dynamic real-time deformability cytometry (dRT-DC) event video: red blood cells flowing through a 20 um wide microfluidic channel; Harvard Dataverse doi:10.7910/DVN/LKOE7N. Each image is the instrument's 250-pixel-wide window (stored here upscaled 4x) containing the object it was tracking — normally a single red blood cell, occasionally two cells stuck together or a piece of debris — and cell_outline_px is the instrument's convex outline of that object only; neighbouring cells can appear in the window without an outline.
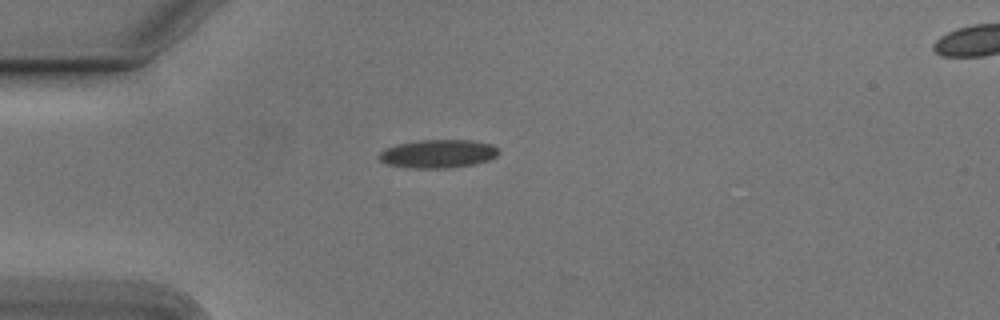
{"species": "Egyptian fruit bat (a non-hibernating species)", "species_latin": "Rousettus aegyptiacus", "temperature_condition": "cold", "stored_images_in_passage": 23, "camera_frame_rate_fps": 3000, "um_per_image_px": 0.085, "animal": {"sex": "male"}, "frame": {"image": 1, "passage_image": 1, "time_ms": 0.0, "image_size_px": [1000, 320], "cell_outline_px": [[500, 152], [496, 156], [488, 160], [476, 164], [448, 168], [408, 168], [388, 164], [380, 160], [380, 152], [396, 144], [420, 140], [472, 140], [492, 144]], "centroid_in_image_um": [37.26, 13.07], "position_along_channel_um": 47.7, "area_um2": 19.71}}
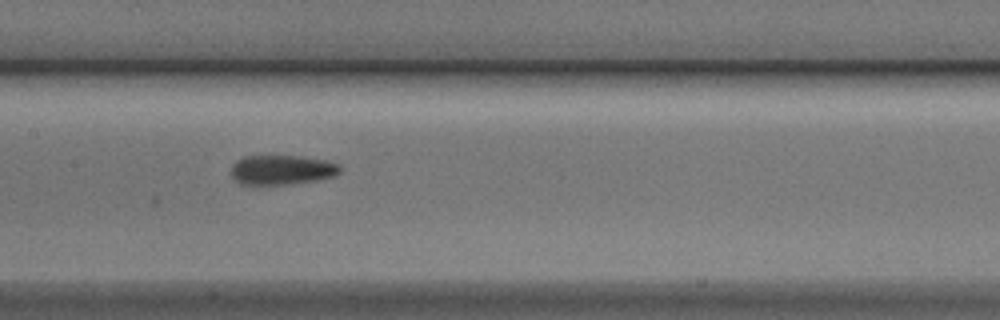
{"frame": {"image": 2, "passage_image": 13, "time_ms": 4.0, "image_size_px": [1000, 320], "cell_outline_px": [[340, 172], [336, 176], [316, 180], [288, 184], [240, 184], [232, 176], [232, 164], [236, 160], [244, 156], [304, 156], [328, 160], [340, 164]], "centroid_in_image_um": [24.0, 14.42], "position_along_channel_um": 183.4, "area_um2": 18.9}}
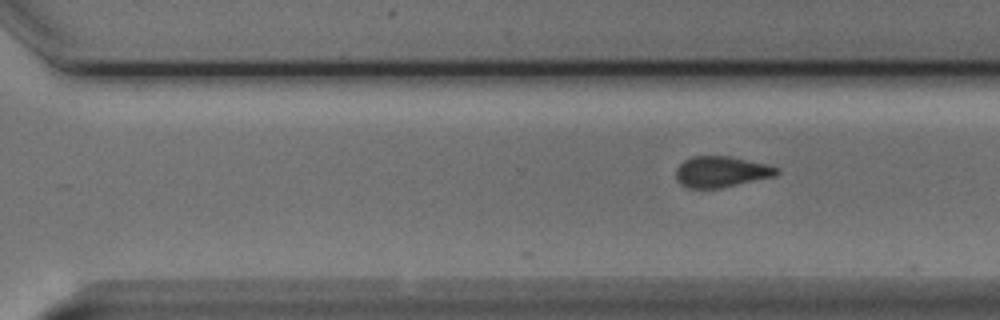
{"frame": {"image": 3, "passage_image": 23, "time_ms": 7.333, "image_size_px": [1000, 320], "cell_outline_px": [[780, 172], [776, 176], [720, 188], [688, 188], [680, 184], [676, 180], [676, 168], [684, 160], [692, 156], [728, 156], [768, 164], [780, 168]], "centroid_in_image_um": [61.32, 14.6], "position_along_channel_um": 309.3, "area_um2": 18.32}}